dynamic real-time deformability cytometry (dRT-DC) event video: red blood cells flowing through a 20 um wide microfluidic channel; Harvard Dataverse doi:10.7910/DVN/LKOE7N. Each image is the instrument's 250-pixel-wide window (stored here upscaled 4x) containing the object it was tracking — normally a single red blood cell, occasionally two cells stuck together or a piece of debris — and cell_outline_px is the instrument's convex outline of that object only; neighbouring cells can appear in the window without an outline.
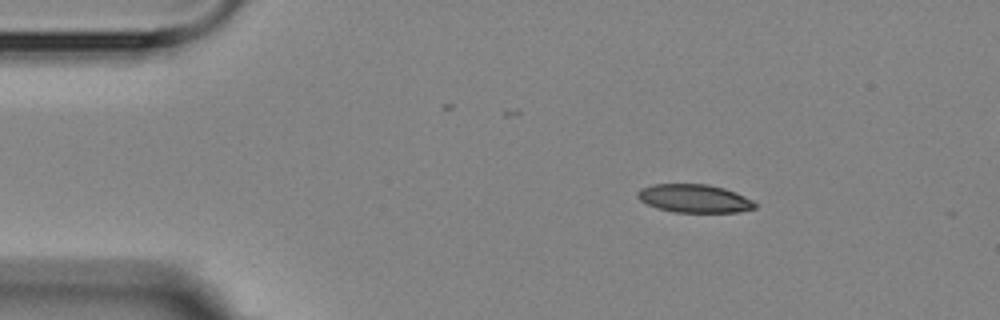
{"species": "Egyptian fruit bat (a non-hibernating species)", "species_latin": "Rousettus aegyptiacus", "temperature_condition": "room temperature", "stored_images_in_passage": 3, "segment_of_instrument_passage": [1, 2], "camera_frame_rate_fps": 3000, "um_per_image_px": 0.085, "animal": {"sex": "female"}, "frame": {"image": 1, "passage_image": 1, "time_ms": 0.0, "image_size_px": [1000, 320], "cell_outline_px": [[756, 208], [740, 212], [676, 212], [660, 208], [648, 204], [640, 200], [636, 196], [636, 192], [640, 188], [652, 184], [708, 184], [724, 188], [736, 192], [752, 200], [756, 204]], "centroid_in_image_um": [59.02, 16.86], "position_along_channel_um": 26.0, "area_um2": 19.31}}